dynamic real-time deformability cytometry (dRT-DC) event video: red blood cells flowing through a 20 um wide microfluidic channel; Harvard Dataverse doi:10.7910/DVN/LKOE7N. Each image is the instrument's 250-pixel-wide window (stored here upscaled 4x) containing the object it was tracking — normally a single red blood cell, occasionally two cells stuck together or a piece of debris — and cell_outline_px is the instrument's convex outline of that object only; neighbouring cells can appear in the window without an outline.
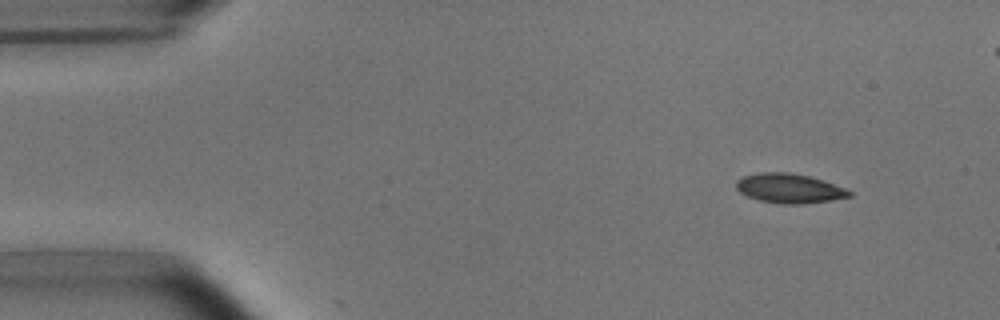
{"species": "common noctule bat (a hibernating species)", "species_latin": "Nyctalus noctula", "temperature_condition": "room temperature", "stored_images_in_passage": 6, "camera_frame_rate_fps": 3000, "um_per_image_px": 0.085, "animal": {"sex": "male", "body_mass_g": 15.6}, "frame": {"image": 1, "passage_image": 1, "time_ms": 0.0, "image_size_px": [1000, 320], "cell_outline_px": [[852, 196], [832, 200], [804, 204], [780, 204], [760, 200], [748, 196], [740, 192], [736, 188], [736, 180], [744, 176], [760, 172], [788, 172], [808, 176], [824, 180], [844, 188], [852, 192]], "centroid_in_image_um": [67.1, 16.01], "position_along_channel_um": 17.9, "area_um2": 19.42}}
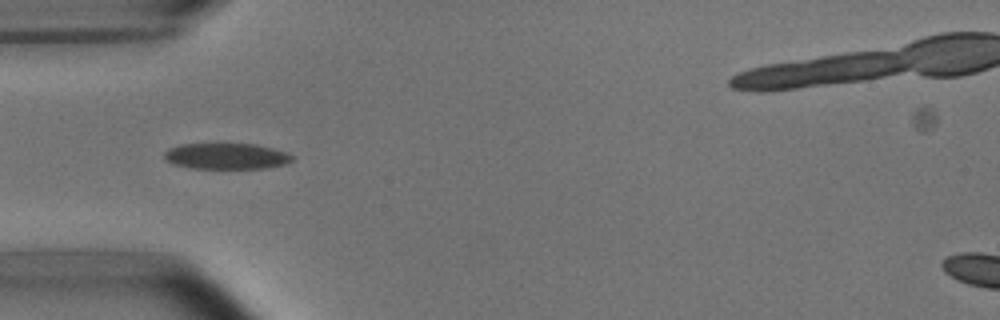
{"frame": {"image": 2, "passage_image": 4, "time_ms": 3.667, "image_size_px": [1000, 320], "cell_outline_px": [[292, 160], [288, 164], [264, 168], [192, 168], [172, 164], [164, 160], [164, 152], [168, 148], [180, 144], [252, 144], [272, 148], [284, 152], [292, 156]], "centroid_in_image_um": [19.18, 13.28], "position_along_channel_um": 65.8, "area_um2": 19.31}}
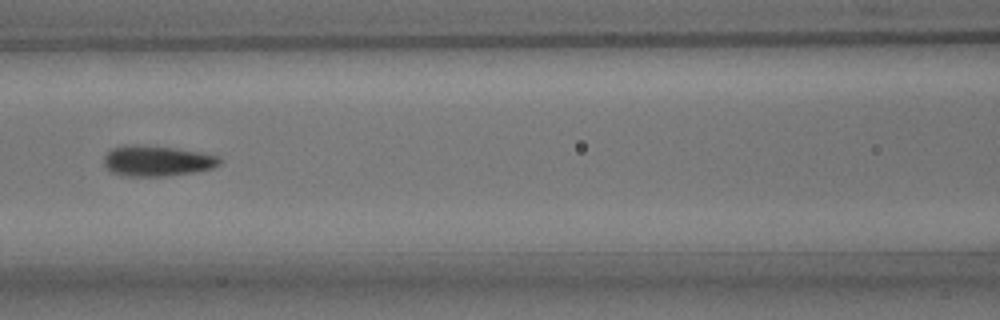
{"frame": {"image": 3, "passage_image": 6, "time_ms": 6.0, "image_size_px": [1000, 320], "cell_outline_px": [[220, 164], [212, 168], [192, 172], [168, 176], [120, 176], [112, 172], [104, 164], [104, 156], [112, 148], [124, 144], [140, 144], [176, 148], [200, 152], [216, 156], [220, 160]], "centroid_in_image_um": [13.29, 13.66], "position_along_channel_um": 153.3, "area_um2": 20.69}}